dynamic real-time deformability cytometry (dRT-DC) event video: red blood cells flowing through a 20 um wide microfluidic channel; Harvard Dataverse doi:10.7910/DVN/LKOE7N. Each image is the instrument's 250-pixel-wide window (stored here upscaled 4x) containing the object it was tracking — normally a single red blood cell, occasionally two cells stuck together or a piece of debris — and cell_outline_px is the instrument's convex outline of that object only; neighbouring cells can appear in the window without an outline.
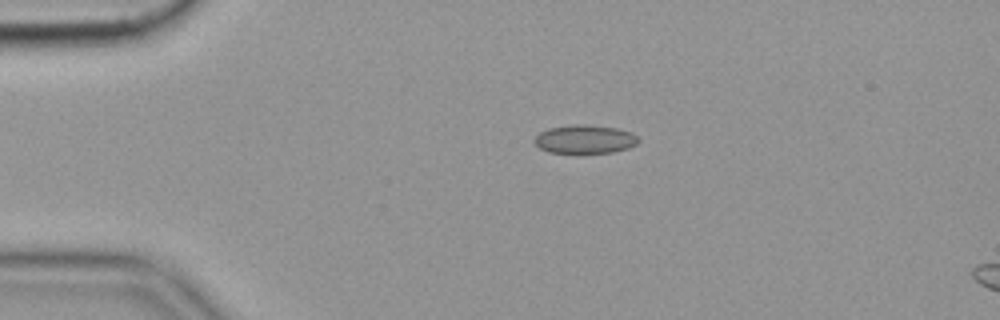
{"species": "common noctule bat (a hibernating species)", "species_latin": "Nyctalus noctula", "temperature_condition": "cold", "stored_images_in_passage": 17, "camera_frame_rate_fps": 3000, "um_per_image_px": 0.085, "animal": {"sex": "female", "body_mass_g": 19.9}, "frame": {"image": 1, "passage_image": 12, "time_ms": 3.667, "image_size_px": [1000, 320], "cell_outline_px": [[640, 140], [636, 144], [628, 148], [612, 152], [548, 152], [540, 148], [532, 140], [540, 132], [548, 128], [572, 124], [588, 124], [616, 128], [632, 132]], "centroid_in_image_um": [49.7, 11.81], "position_along_channel_um": 35.3, "area_um2": 17.22}}